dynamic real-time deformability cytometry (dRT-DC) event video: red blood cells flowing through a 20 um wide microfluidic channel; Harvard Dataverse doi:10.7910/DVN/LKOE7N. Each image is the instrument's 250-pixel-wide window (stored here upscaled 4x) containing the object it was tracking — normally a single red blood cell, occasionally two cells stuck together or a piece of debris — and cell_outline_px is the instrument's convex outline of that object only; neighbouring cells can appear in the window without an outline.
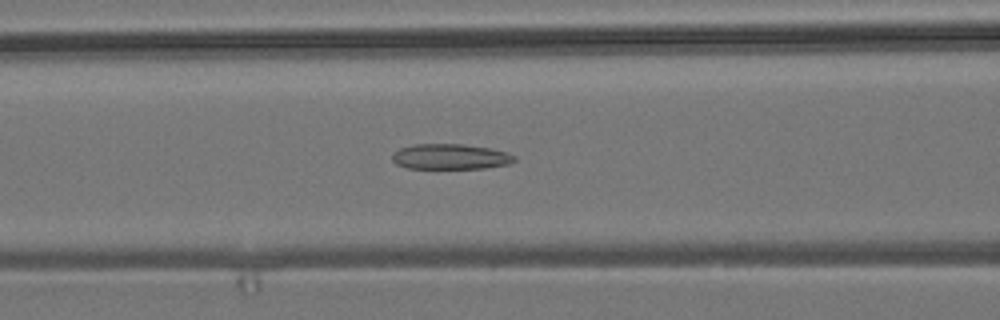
{"species": "common noctule bat (a hibernating species)", "species_latin": "Nyctalus noctula", "temperature_condition": "room temperature", "stored_images_in_passage": 53, "camera_frame_rate_fps": 3000, "um_per_image_px": 0.085, "animal": {"sex": "male", "body_mass_g": 19.2, "forearm_length_mm": 51.8}, "frame": {"image": 1, "passage_image": 21, "time_ms": 6.667, "image_size_px": [1000, 320], "cell_outline_px": [[516, 160], [508, 164], [484, 168], [408, 168], [396, 164], [392, 160], [392, 152], [400, 148], [412, 144], [464, 144], [492, 148], [508, 152], [516, 156]], "centroid_in_image_um": [38.29, 13.3], "position_along_channel_um": 128.3, "area_um2": 18.26}}
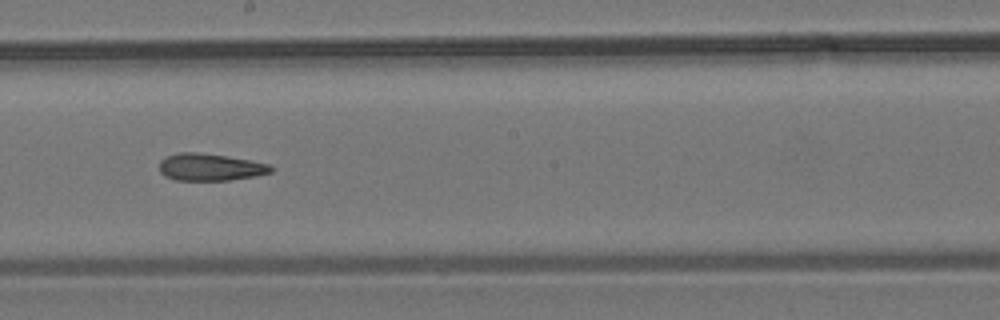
{"frame": {"image": 2, "passage_image": 29, "time_ms": 9.333, "image_size_px": [1000, 320], "cell_outline_px": [[276, 168], [272, 172], [256, 176], [228, 180], [176, 180], [164, 176], [160, 172], [160, 160], [176, 152], [196, 152], [252, 160], [268, 164]], "centroid_in_image_um": [17.88, 14.21], "position_along_channel_um": 230.3, "area_um2": 17.69}}
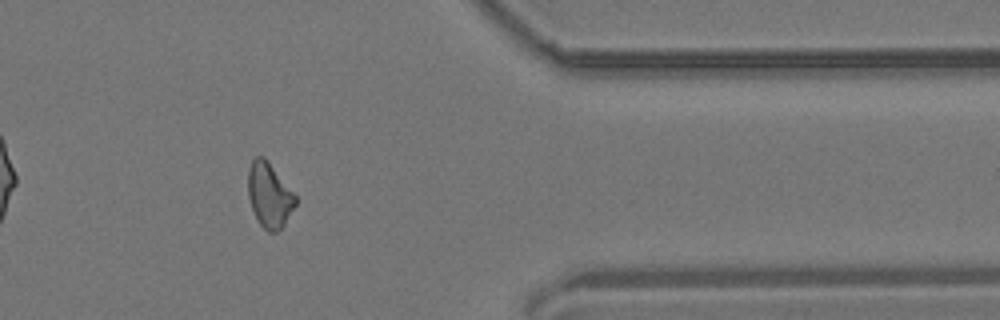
{"frame": {"image": 3, "passage_image": 43, "time_ms": 14.0, "image_size_px": [1000, 320], "cell_outline_px": [[296, 204], [284, 224], [276, 232], [268, 232], [256, 220], [248, 196], [248, 168], [252, 160], [256, 156], [264, 156], [296, 196]], "centroid_in_image_um": [22.87, 16.58], "position_along_channel_um": 388.5, "area_um2": 17.74}, "authors_computed_cell_mechanics": {"area_um2": 18.3226, "velocity_mm_per_s": 3.8338, "shape_relaxation_time_tau1_ms": null, "shape_relaxation_time_tau2_ms": 6.1239, "deformation_change_tau1": null, "deformation_change_tau2": 0.1617}}